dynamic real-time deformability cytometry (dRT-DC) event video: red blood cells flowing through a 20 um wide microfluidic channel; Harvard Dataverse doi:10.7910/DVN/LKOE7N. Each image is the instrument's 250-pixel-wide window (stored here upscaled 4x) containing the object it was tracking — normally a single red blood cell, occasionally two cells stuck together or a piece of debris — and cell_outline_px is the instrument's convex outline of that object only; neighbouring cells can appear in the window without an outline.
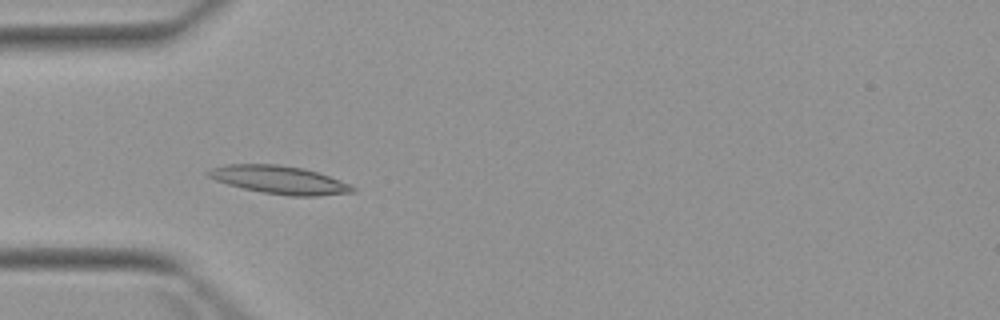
{"species": "Egyptian fruit bat (a non-hibernating species)", "species_latin": "Rousettus aegyptiacus", "temperature_condition": "warm", "stored_images_in_passage": 6, "camera_frame_rate_fps": 3000, "um_per_image_px": 0.085, "animal": {"sex": "female"}, "frame": {"image": 1, "passage_image": 4, "time_ms": 4.667, "image_size_px": [1000, 320], "cell_outline_px": [[356, 192], [320, 196], [292, 196], [264, 192], [244, 188], [228, 184], [216, 180], [208, 176], [204, 172], [212, 168], [224, 164], [276, 164], [304, 168], [328, 176], [348, 184], [356, 188]], "centroid_in_image_um": [23.74, 15.28], "position_along_channel_um": 61.3, "area_um2": 23.41}}
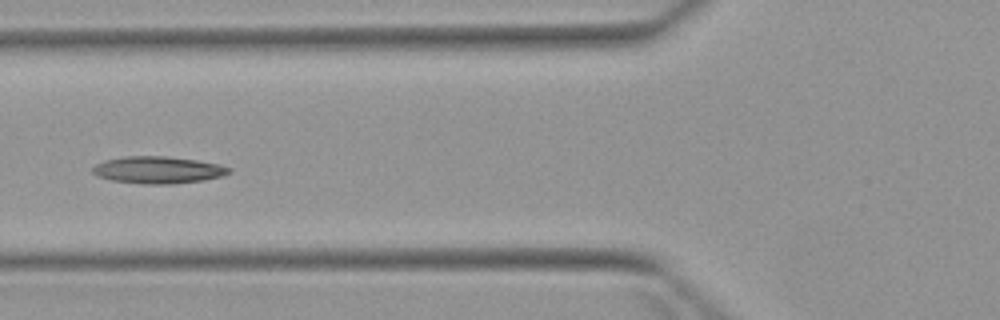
{"frame": {"image": 2, "passage_image": 5, "time_ms": 6.0, "image_size_px": [1000, 320], "cell_outline_px": [[232, 172], [220, 176], [204, 180], [172, 184], [144, 184], [112, 180], [96, 176], [92, 172], [92, 168], [96, 164], [104, 160], [124, 156], [164, 156], [196, 160], [220, 164], [232, 168]], "centroid_in_image_um": [13.43, 14.44], "position_along_channel_um": 112.4, "area_um2": 21.56}}
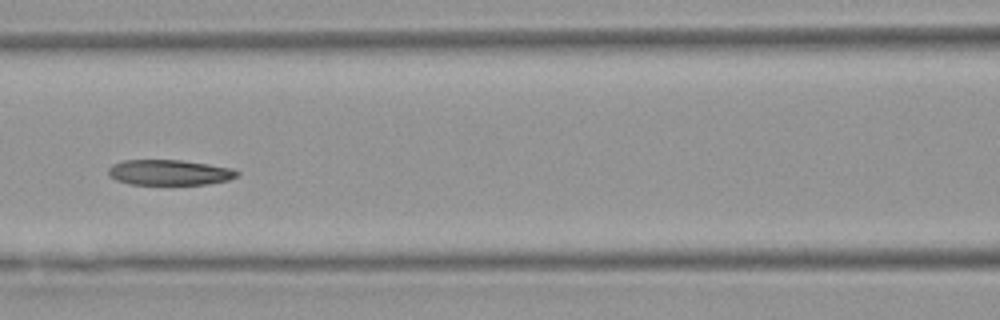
{"frame": {"image": 3, "passage_image": 6, "time_ms": 7.0, "image_size_px": [1000, 320], "cell_outline_px": [[240, 172], [236, 176], [228, 180], [208, 184], [128, 184], [116, 180], [108, 176], [108, 168], [112, 164], [124, 160], [180, 160], [208, 164], [232, 168]], "centroid_in_image_um": [14.36, 14.66], "position_along_channel_um": 152.2, "area_um2": 19.07}}